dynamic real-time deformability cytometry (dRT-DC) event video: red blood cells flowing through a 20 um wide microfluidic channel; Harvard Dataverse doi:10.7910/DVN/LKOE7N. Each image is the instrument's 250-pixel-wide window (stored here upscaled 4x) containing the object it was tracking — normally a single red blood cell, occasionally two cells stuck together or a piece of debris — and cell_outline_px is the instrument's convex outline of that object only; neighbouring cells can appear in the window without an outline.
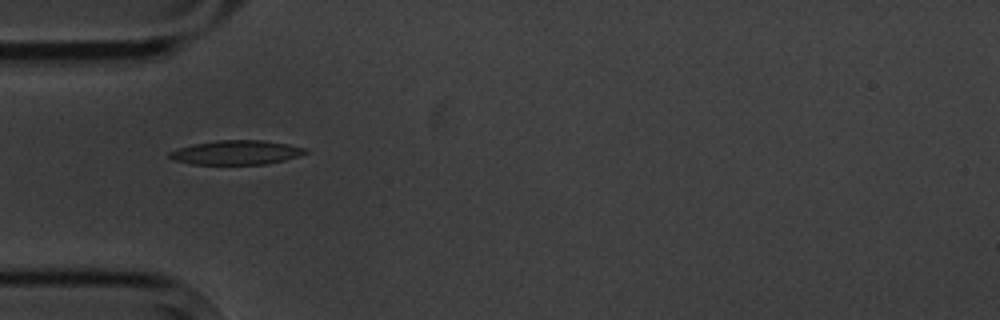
{"species": "common noctule bat (a hibernating species)", "species_latin": "Nyctalus noctula", "temperature_condition": "cold", "stored_images_in_passage": 2, "camera_frame_rate_fps": 3000, "um_per_image_px": 0.085, "animal": {"sex": "male", "body_mass_g": 20.1, "forearm_length_mm": 53.5}, "frame": {"image": 1, "passage_image": 1, "time_ms": 0.0, "image_size_px": [1000, 320], "cell_outline_px": [[308, 152], [300, 156], [268, 164], [192, 164], [172, 160], [168, 156], [168, 152], [176, 148], [192, 144], [216, 140], [264, 140], [288, 144], [304, 148]], "centroid_in_image_um": [20.04, 12.96], "position_along_channel_um": 65.0, "area_um2": 19.36}}
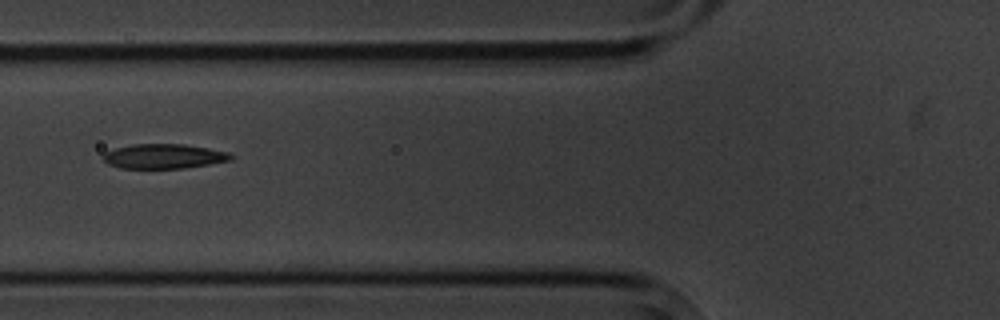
{"frame": {"image": 2, "passage_image": 2, "time_ms": 1.333, "image_size_px": [1000, 320], "cell_outline_px": [[236, 156], [232, 160], [184, 168], [120, 168], [108, 164], [104, 160], [104, 152], [116, 148], [132, 144], [184, 144], [208, 148], [228, 152]], "centroid_in_image_um": [13.95, 13.28], "position_along_channel_um": 111.8, "area_um2": 18.32}}